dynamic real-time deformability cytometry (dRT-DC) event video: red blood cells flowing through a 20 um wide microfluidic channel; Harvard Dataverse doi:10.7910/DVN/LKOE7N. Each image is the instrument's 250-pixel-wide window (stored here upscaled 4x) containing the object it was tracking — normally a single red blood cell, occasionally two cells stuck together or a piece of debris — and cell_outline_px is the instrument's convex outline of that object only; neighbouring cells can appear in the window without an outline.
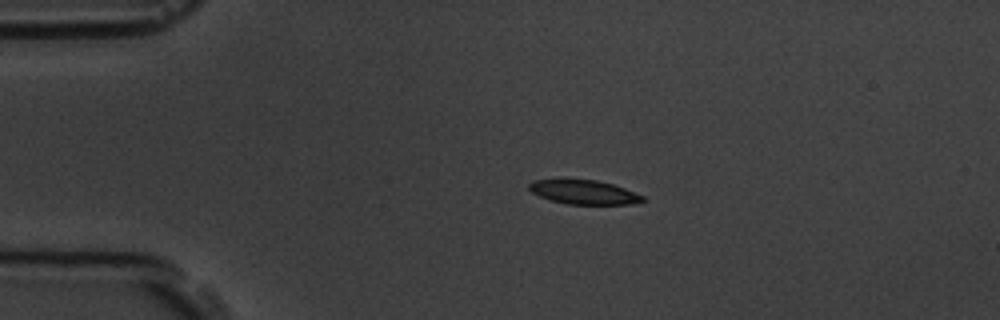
{"species": "common noctule bat (a hibernating species)", "species_latin": "Nyctalus noctula", "temperature_condition": "room temperature", "stored_images_in_passage": 5, "camera_frame_rate_fps": 3000, "um_per_image_px": 0.085, "animal": {"sex": "male", "body_mass_g": 19.5, "forearm_length_mm": 54.6}, "frame": {"image": 1, "passage_image": 3, "time_ms": 2.333, "image_size_px": [1000, 320], "cell_outline_px": [[644, 200], [632, 204], [568, 204], [552, 200], [540, 196], [532, 192], [528, 188], [528, 184], [532, 180], [596, 180], [612, 184], [624, 188], [644, 196]], "centroid_in_image_um": [49.63, 16.34], "position_along_channel_um": 35.4, "area_um2": 15.66}}
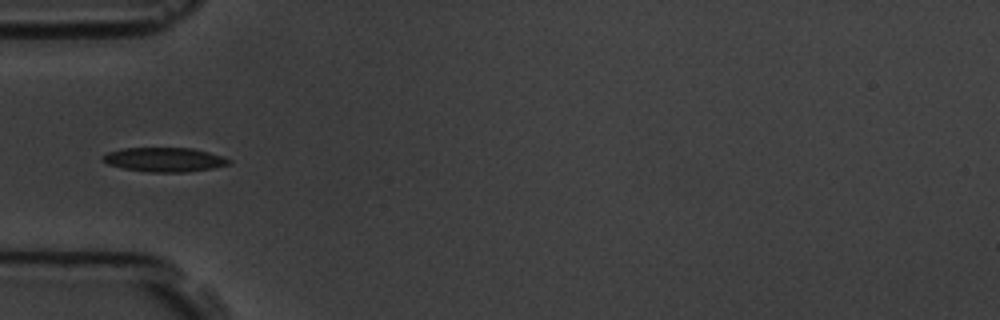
{"frame": {"image": 2, "passage_image": 5, "time_ms": 4.333, "image_size_px": [1000, 320], "cell_outline_px": [[232, 164], [212, 168], [188, 172], [152, 172], [124, 168], [108, 164], [100, 160], [100, 156], [108, 152], [124, 148], [192, 148], [224, 156], [232, 160]], "centroid_in_image_um": [14.0, 13.56], "position_along_channel_um": 71.0, "area_um2": 17.92}}